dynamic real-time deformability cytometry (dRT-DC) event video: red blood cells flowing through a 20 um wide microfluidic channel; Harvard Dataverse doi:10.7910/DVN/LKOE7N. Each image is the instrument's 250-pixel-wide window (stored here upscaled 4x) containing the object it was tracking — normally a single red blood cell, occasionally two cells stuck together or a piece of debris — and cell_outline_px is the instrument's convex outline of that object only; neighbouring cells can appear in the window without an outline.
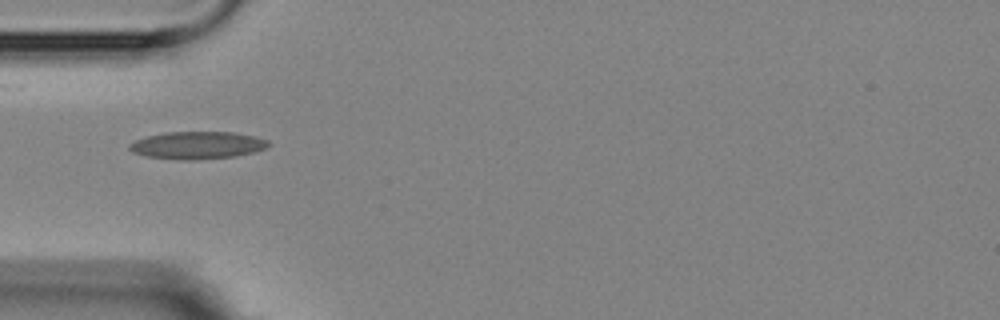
{"species": "Egyptian fruit bat (a non-hibernating species)", "species_latin": "Rousettus aegyptiacus", "temperature_condition": "room temperature", "stored_images_in_passage": 8, "camera_frame_rate_fps": 3000, "um_per_image_px": 0.085, "animal": {"sex": "female"}, "frame": {"image": 1, "passage_image": 6, "time_ms": 6.0, "image_size_px": [1000, 320], "cell_outline_px": [[272, 144], [264, 148], [252, 152], [236, 156], [192, 160], [180, 160], [144, 156], [132, 152], [128, 148], [128, 144], [136, 140], [148, 136], [168, 132], [236, 132], [256, 136], [268, 140]], "centroid_in_image_um": [16.78, 12.34], "position_along_channel_um": 68.2, "area_um2": 22.31}}
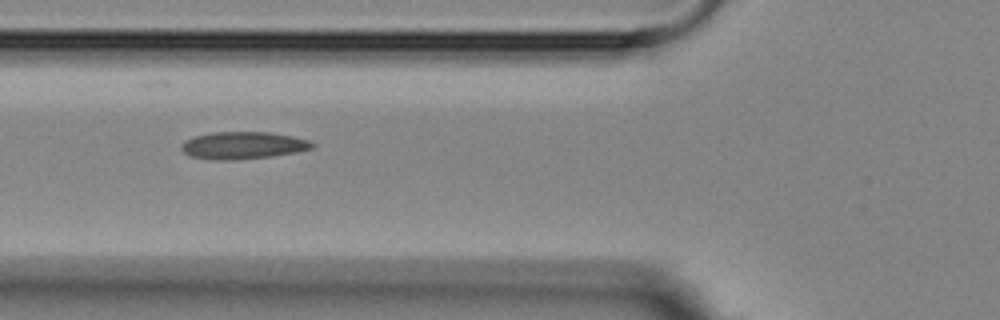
{"frame": {"image": 2, "passage_image": 7, "time_ms": 7.0, "image_size_px": [1000, 320], "cell_outline_px": [[316, 144], [312, 148], [296, 152], [272, 156], [240, 160], [212, 160], [192, 156], [184, 152], [180, 148], [180, 144], [196, 136], [212, 132], [268, 132], [292, 136], [308, 140]], "centroid_in_image_um": [20.66, 12.36], "position_along_channel_um": 105.1, "area_um2": 20.75}}
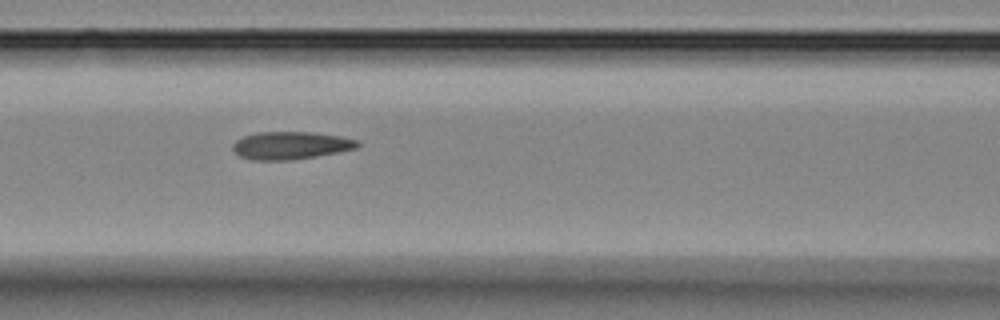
{"frame": {"image": 3, "passage_image": 8, "time_ms": 8.0, "image_size_px": [1000, 320], "cell_outline_px": [[360, 144], [356, 148], [316, 156], [288, 160], [252, 160], [240, 156], [232, 148], [232, 144], [236, 140], [244, 136], [256, 132], [312, 132], [340, 136], [356, 140]], "centroid_in_image_um": [24.67, 12.35], "position_along_channel_um": 141.9, "area_um2": 19.94}}